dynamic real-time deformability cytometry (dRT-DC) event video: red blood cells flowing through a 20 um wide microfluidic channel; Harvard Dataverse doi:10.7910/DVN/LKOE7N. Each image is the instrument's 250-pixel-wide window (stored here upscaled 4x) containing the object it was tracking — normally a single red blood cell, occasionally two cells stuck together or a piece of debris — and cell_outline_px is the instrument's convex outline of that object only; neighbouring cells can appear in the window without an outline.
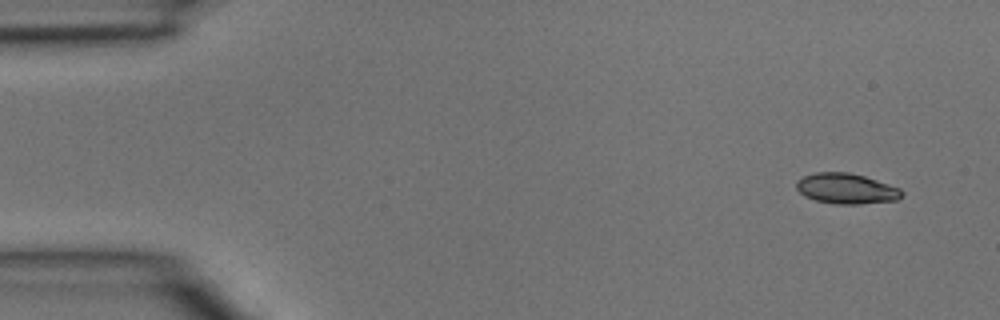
{"species": "common noctule bat (a hibernating species)", "species_latin": "Nyctalus noctula", "temperature_condition": "room temperature", "stored_images_in_passage": 4, "camera_frame_rate_fps": 3000, "um_per_image_px": 0.085, "animal": {"sex": "male", "body_mass_g": 15.6}, "frame": {"image": 1, "passage_image": 1, "time_ms": 0.0, "image_size_px": [1000, 320], "cell_outline_px": [[904, 192], [896, 200], [860, 204], [836, 204], [816, 200], [804, 196], [796, 188], [796, 180], [804, 176], [816, 172], [848, 172], [864, 176], [900, 188]], "centroid_in_image_um": [71.91, 16.03], "position_along_channel_um": 13.1, "area_um2": 18.61}}
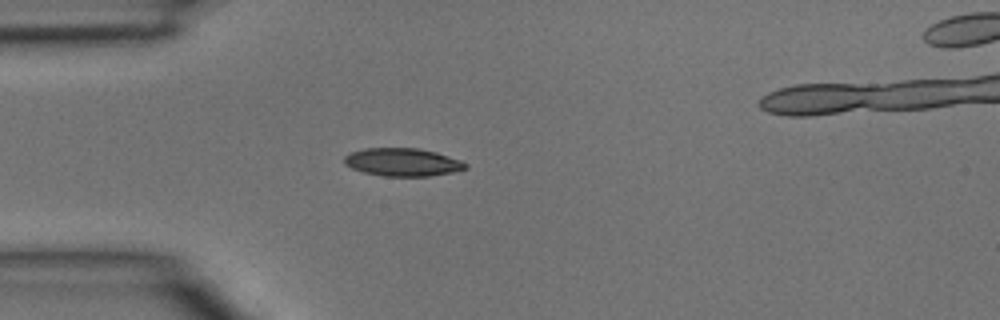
{"frame": {"image": 2, "passage_image": 3, "time_ms": 0.667, "image_size_px": [1000, 320], "cell_outline_px": [[468, 168], [452, 172], [428, 176], [384, 176], [364, 172], [352, 168], [344, 164], [344, 156], [348, 152], [364, 148], [416, 148], [436, 152], [460, 160], [468, 164]], "centroid_in_image_um": [34.19, 13.77], "position_along_channel_um": 50.8, "area_um2": 19.77}}